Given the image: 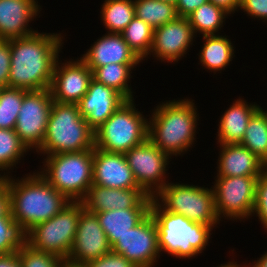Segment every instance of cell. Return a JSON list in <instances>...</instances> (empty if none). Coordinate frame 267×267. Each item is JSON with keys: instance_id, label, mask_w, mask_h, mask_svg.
Segmentation results:
<instances>
[{"instance_id": "33", "label": "cell", "mask_w": 267, "mask_h": 267, "mask_svg": "<svg viewBox=\"0 0 267 267\" xmlns=\"http://www.w3.org/2000/svg\"><path fill=\"white\" fill-rule=\"evenodd\" d=\"M26 92L21 88L3 87L0 92V129L14 130Z\"/></svg>"}, {"instance_id": "27", "label": "cell", "mask_w": 267, "mask_h": 267, "mask_svg": "<svg viewBox=\"0 0 267 267\" xmlns=\"http://www.w3.org/2000/svg\"><path fill=\"white\" fill-rule=\"evenodd\" d=\"M230 15L222 8L214 5L210 1L202 4L187 18L192 26L195 36L197 33L204 35H219V30L223 29V23Z\"/></svg>"}, {"instance_id": "16", "label": "cell", "mask_w": 267, "mask_h": 267, "mask_svg": "<svg viewBox=\"0 0 267 267\" xmlns=\"http://www.w3.org/2000/svg\"><path fill=\"white\" fill-rule=\"evenodd\" d=\"M111 251L107 236L95 213L83 208L77 224L75 240L67 260L86 264Z\"/></svg>"}, {"instance_id": "47", "label": "cell", "mask_w": 267, "mask_h": 267, "mask_svg": "<svg viewBox=\"0 0 267 267\" xmlns=\"http://www.w3.org/2000/svg\"><path fill=\"white\" fill-rule=\"evenodd\" d=\"M158 1H163V2H169V3H172V4H176L177 0H158Z\"/></svg>"}, {"instance_id": "36", "label": "cell", "mask_w": 267, "mask_h": 267, "mask_svg": "<svg viewBox=\"0 0 267 267\" xmlns=\"http://www.w3.org/2000/svg\"><path fill=\"white\" fill-rule=\"evenodd\" d=\"M258 217L263 228L267 230V174L264 172L256 182L255 203L252 216Z\"/></svg>"}, {"instance_id": "34", "label": "cell", "mask_w": 267, "mask_h": 267, "mask_svg": "<svg viewBox=\"0 0 267 267\" xmlns=\"http://www.w3.org/2000/svg\"><path fill=\"white\" fill-rule=\"evenodd\" d=\"M27 244V232L12 216L0 218V255L17 252Z\"/></svg>"}, {"instance_id": "10", "label": "cell", "mask_w": 267, "mask_h": 267, "mask_svg": "<svg viewBox=\"0 0 267 267\" xmlns=\"http://www.w3.org/2000/svg\"><path fill=\"white\" fill-rule=\"evenodd\" d=\"M259 176L216 177L212 186L215 209L220 221H242L252 216ZM225 217V218H224ZM242 219V220H241Z\"/></svg>"}, {"instance_id": "37", "label": "cell", "mask_w": 267, "mask_h": 267, "mask_svg": "<svg viewBox=\"0 0 267 267\" xmlns=\"http://www.w3.org/2000/svg\"><path fill=\"white\" fill-rule=\"evenodd\" d=\"M86 267H137L121 254L110 251L102 257L87 262Z\"/></svg>"}, {"instance_id": "21", "label": "cell", "mask_w": 267, "mask_h": 267, "mask_svg": "<svg viewBox=\"0 0 267 267\" xmlns=\"http://www.w3.org/2000/svg\"><path fill=\"white\" fill-rule=\"evenodd\" d=\"M80 58L88 67H101L110 63L139 64L142 59L125 42L121 34L105 33Z\"/></svg>"}, {"instance_id": "23", "label": "cell", "mask_w": 267, "mask_h": 267, "mask_svg": "<svg viewBox=\"0 0 267 267\" xmlns=\"http://www.w3.org/2000/svg\"><path fill=\"white\" fill-rule=\"evenodd\" d=\"M248 103L240 97L221 115L217 132V144H238L244 138L248 122L260 108L257 103Z\"/></svg>"}, {"instance_id": "29", "label": "cell", "mask_w": 267, "mask_h": 267, "mask_svg": "<svg viewBox=\"0 0 267 267\" xmlns=\"http://www.w3.org/2000/svg\"><path fill=\"white\" fill-rule=\"evenodd\" d=\"M240 144L267 163V112L261 106L250 118Z\"/></svg>"}, {"instance_id": "31", "label": "cell", "mask_w": 267, "mask_h": 267, "mask_svg": "<svg viewBox=\"0 0 267 267\" xmlns=\"http://www.w3.org/2000/svg\"><path fill=\"white\" fill-rule=\"evenodd\" d=\"M135 16L153 29L177 19L176 6L158 0H134Z\"/></svg>"}, {"instance_id": "9", "label": "cell", "mask_w": 267, "mask_h": 267, "mask_svg": "<svg viewBox=\"0 0 267 267\" xmlns=\"http://www.w3.org/2000/svg\"><path fill=\"white\" fill-rule=\"evenodd\" d=\"M83 208L82 201H71L54 217L31 228L27 232V244L35 250L67 260Z\"/></svg>"}, {"instance_id": "2", "label": "cell", "mask_w": 267, "mask_h": 267, "mask_svg": "<svg viewBox=\"0 0 267 267\" xmlns=\"http://www.w3.org/2000/svg\"><path fill=\"white\" fill-rule=\"evenodd\" d=\"M6 177L11 216L26 232L59 213L71 201L38 172Z\"/></svg>"}, {"instance_id": "46", "label": "cell", "mask_w": 267, "mask_h": 267, "mask_svg": "<svg viewBox=\"0 0 267 267\" xmlns=\"http://www.w3.org/2000/svg\"><path fill=\"white\" fill-rule=\"evenodd\" d=\"M238 266H239V264H237V262H235V261L233 260V261H228V262H226V264L223 263V264H221V265H219V266H217V267H238Z\"/></svg>"}, {"instance_id": "12", "label": "cell", "mask_w": 267, "mask_h": 267, "mask_svg": "<svg viewBox=\"0 0 267 267\" xmlns=\"http://www.w3.org/2000/svg\"><path fill=\"white\" fill-rule=\"evenodd\" d=\"M52 103L50 88L24 94L14 130L30 151L44 141Z\"/></svg>"}, {"instance_id": "4", "label": "cell", "mask_w": 267, "mask_h": 267, "mask_svg": "<svg viewBox=\"0 0 267 267\" xmlns=\"http://www.w3.org/2000/svg\"><path fill=\"white\" fill-rule=\"evenodd\" d=\"M157 226L160 252L179 259H191L201 254L217 225H205L192 222L181 214L164 210L154 199L150 205Z\"/></svg>"}, {"instance_id": "26", "label": "cell", "mask_w": 267, "mask_h": 267, "mask_svg": "<svg viewBox=\"0 0 267 267\" xmlns=\"http://www.w3.org/2000/svg\"><path fill=\"white\" fill-rule=\"evenodd\" d=\"M138 64L110 63L101 67H89L92 70V78L99 83L113 88L126 100L133 98V91L129 85L131 74Z\"/></svg>"}, {"instance_id": "7", "label": "cell", "mask_w": 267, "mask_h": 267, "mask_svg": "<svg viewBox=\"0 0 267 267\" xmlns=\"http://www.w3.org/2000/svg\"><path fill=\"white\" fill-rule=\"evenodd\" d=\"M134 101L126 100L95 130V148L125 154L148 139V119Z\"/></svg>"}, {"instance_id": "8", "label": "cell", "mask_w": 267, "mask_h": 267, "mask_svg": "<svg viewBox=\"0 0 267 267\" xmlns=\"http://www.w3.org/2000/svg\"><path fill=\"white\" fill-rule=\"evenodd\" d=\"M153 199L166 211L181 214L192 222L218 225L212 187L167 183Z\"/></svg>"}, {"instance_id": "24", "label": "cell", "mask_w": 267, "mask_h": 267, "mask_svg": "<svg viewBox=\"0 0 267 267\" xmlns=\"http://www.w3.org/2000/svg\"><path fill=\"white\" fill-rule=\"evenodd\" d=\"M149 213L150 209H115L95 214L109 245L112 246L119 237L138 225Z\"/></svg>"}, {"instance_id": "1", "label": "cell", "mask_w": 267, "mask_h": 267, "mask_svg": "<svg viewBox=\"0 0 267 267\" xmlns=\"http://www.w3.org/2000/svg\"><path fill=\"white\" fill-rule=\"evenodd\" d=\"M63 41L64 36L61 33L38 31L27 37L10 39L8 87L27 91L50 88Z\"/></svg>"}, {"instance_id": "38", "label": "cell", "mask_w": 267, "mask_h": 267, "mask_svg": "<svg viewBox=\"0 0 267 267\" xmlns=\"http://www.w3.org/2000/svg\"><path fill=\"white\" fill-rule=\"evenodd\" d=\"M10 65V40L0 39V86L2 87H8Z\"/></svg>"}, {"instance_id": "17", "label": "cell", "mask_w": 267, "mask_h": 267, "mask_svg": "<svg viewBox=\"0 0 267 267\" xmlns=\"http://www.w3.org/2000/svg\"><path fill=\"white\" fill-rule=\"evenodd\" d=\"M153 197L141 189H116L91 185L82 200L84 208L91 213L115 209H150Z\"/></svg>"}, {"instance_id": "32", "label": "cell", "mask_w": 267, "mask_h": 267, "mask_svg": "<svg viewBox=\"0 0 267 267\" xmlns=\"http://www.w3.org/2000/svg\"><path fill=\"white\" fill-rule=\"evenodd\" d=\"M127 45L144 61L149 57L153 44L154 29L143 20L134 16L120 33Z\"/></svg>"}, {"instance_id": "35", "label": "cell", "mask_w": 267, "mask_h": 267, "mask_svg": "<svg viewBox=\"0 0 267 267\" xmlns=\"http://www.w3.org/2000/svg\"><path fill=\"white\" fill-rule=\"evenodd\" d=\"M23 267H61L64 259L51 253L38 251L26 244L17 251Z\"/></svg>"}, {"instance_id": "41", "label": "cell", "mask_w": 267, "mask_h": 267, "mask_svg": "<svg viewBox=\"0 0 267 267\" xmlns=\"http://www.w3.org/2000/svg\"><path fill=\"white\" fill-rule=\"evenodd\" d=\"M4 216H11L10 196L6 177H0V218Z\"/></svg>"}, {"instance_id": "42", "label": "cell", "mask_w": 267, "mask_h": 267, "mask_svg": "<svg viewBox=\"0 0 267 267\" xmlns=\"http://www.w3.org/2000/svg\"><path fill=\"white\" fill-rule=\"evenodd\" d=\"M214 5L222 8L229 15L236 13L240 6V0H208Z\"/></svg>"}, {"instance_id": "28", "label": "cell", "mask_w": 267, "mask_h": 267, "mask_svg": "<svg viewBox=\"0 0 267 267\" xmlns=\"http://www.w3.org/2000/svg\"><path fill=\"white\" fill-rule=\"evenodd\" d=\"M100 13L107 33L120 34L135 16L134 0H105Z\"/></svg>"}, {"instance_id": "6", "label": "cell", "mask_w": 267, "mask_h": 267, "mask_svg": "<svg viewBox=\"0 0 267 267\" xmlns=\"http://www.w3.org/2000/svg\"><path fill=\"white\" fill-rule=\"evenodd\" d=\"M94 149L44 157L39 173L70 201H82L92 185Z\"/></svg>"}, {"instance_id": "25", "label": "cell", "mask_w": 267, "mask_h": 267, "mask_svg": "<svg viewBox=\"0 0 267 267\" xmlns=\"http://www.w3.org/2000/svg\"><path fill=\"white\" fill-rule=\"evenodd\" d=\"M204 42L198 58L200 60L203 69H208L209 72H220L225 70L230 62L233 60L235 47L228 39L223 35H204L202 36Z\"/></svg>"}, {"instance_id": "40", "label": "cell", "mask_w": 267, "mask_h": 267, "mask_svg": "<svg viewBox=\"0 0 267 267\" xmlns=\"http://www.w3.org/2000/svg\"><path fill=\"white\" fill-rule=\"evenodd\" d=\"M208 0H177L175 6L179 17L187 18Z\"/></svg>"}, {"instance_id": "19", "label": "cell", "mask_w": 267, "mask_h": 267, "mask_svg": "<svg viewBox=\"0 0 267 267\" xmlns=\"http://www.w3.org/2000/svg\"><path fill=\"white\" fill-rule=\"evenodd\" d=\"M126 99L113 88L91 79L86 94L77 103L89 126L98 129Z\"/></svg>"}, {"instance_id": "15", "label": "cell", "mask_w": 267, "mask_h": 267, "mask_svg": "<svg viewBox=\"0 0 267 267\" xmlns=\"http://www.w3.org/2000/svg\"><path fill=\"white\" fill-rule=\"evenodd\" d=\"M195 34L188 18L178 17L154 29L153 44L149 56L161 62H178L186 57L195 41Z\"/></svg>"}, {"instance_id": "44", "label": "cell", "mask_w": 267, "mask_h": 267, "mask_svg": "<svg viewBox=\"0 0 267 267\" xmlns=\"http://www.w3.org/2000/svg\"><path fill=\"white\" fill-rule=\"evenodd\" d=\"M251 264L248 263V266L243 264L240 267H267V251L259 259L257 258V260H254V262Z\"/></svg>"}, {"instance_id": "14", "label": "cell", "mask_w": 267, "mask_h": 267, "mask_svg": "<svg viewBox=\"0 0 267 267\" xmlns=\"http://www.w3.org/2000/svg\"><path fill=\"white\" fill-rule=\"evenodd\" d=\"M61 61L58 58L54 66L50 86L53 101L77 104L88 90L92 70L81 58Z\"/></svg>"}, {"instance_id": "30", "label": "cell", "mask_w": 267, "mask_h": 267, "mask_svg": "<svg viewBox=\"0 0 267 267\" xmlns=\"http://www.w3.org/2000/svg\"><path fill=\"white\" fill-rule=\"evenodd\" d=\"M26 152L28 153L29 149L15 130L0 129V171L4 172L0 173V177L10 176L14 166L16 167L20 163Z\"/></svg>"}, {"instance_id": "5", "label": "cell", "mask_w": 267, "mask_h": 267, "mask_svg": "<svg viewBox=\"0 0 267 267\" xmlns=\"http://www.w3.org/2000/svg\"><path fill=\"white\" fill-rule=\"evenodd\" d=\"M95 148V131L79 112L77 104L53 101L44 141L38 155L80 152Z\"/></svg>"}, {"instance_id": "13", "label": "cell", "mask_w": 267, "mask_h": 267, "mask_svg": "<svg viewBox=\"0 0 267 267\" xmlns=\"http://www.w3.org/2000/svg\"><path fill=\"white\" fill-rule=\"evenodd\" d=\"M111 251L121 254L137 267H154L160 258L157 226L151 213L138 225L128 230L111 246Z\"/></svg>"}, {"instance_id": "11", "label": "cell", "mask_w": 267, "mask_h": 267, "mask_svg": "<svg viewBox=\"0 0 267 267\" xmlns=\"http://www.w3.org/2000/svg\"><path fill=\"white\" fill-rule=\"evenodd\" d=\"M139 188L154 197L167 183V167L172 159L158 149L149 139L134 146L124 154Z\"/></svg>"}, {"instance_id": "22", "label": "cell", "mask_w": 267, "mask_h": 267, "mask_svg": "<svg viewBox=\"0 0 267 267\" xmlns=\"http://www.w3.org/2000/svg\"><path fill=\"white\" fill-rule=\"evenodd\" d=\"M217 176H260L265 172V163L249 149L238 144H218Z\"/></svg>"}, {"instance_id": "18", "label": "cell", "mask_w": 267, "mask_h": 267, "mask_svg": "<svg viewBox=\"0 0 267 267\" xmlns=\"http://www.w3.org/2000/svg\"><path fill=\"white\" fill-rule=\"evenodd\" d=\"M92 185L116 189H140L126 157L94 148Z\"/></svg>"}, {"instance_id": "45", "label": "cell", "mask_w": 267, "mask_h": 267, "mask_svg": "<svg viewBox=\"0 0 267 267\" xmlns=\"http://www.w3.org/2000/svg\"><path fill=\"white\" fill-rule=\"evenodd\" d=\"M61 267H86L85 264L73 263L68 260H64Z\"/></svg>"}, {"instance_id": "39", "label": "cell", "mask_w": 267, "mask_h": 267, "mask_svg": "<svg viewBox=\"0 0 267 267\" xmlns=\"http://www.w3.org/2000/svg\"><path fill=\"white\" fill-rule=\"evenodd\" d=\"M239 10L256 20L267 21V0H240Z\"/></svg>"}, {"instance_id": "43", "label": "cell", "mask_w": 267, "mask_h": 267, "mask_svg": "<svg viewBox=\"0 0 267 267\" xmlns=\"http://www.w3.org/2000/svg\"><path fill=\"white\" fill-rule=\"evenodd\" d=\"M0 267H23L17 252L7 254V255H0Z\"/></svg>"}, {"instance_id": "3", "label": "cell", "mask_w": 267, "mask_h": 267, "mask_svg": "<svg viewBox=\"0 0 267 267\" xmlns=\"http://www.w3.org/2000/svg\"><path fill=\"white\" fill-rule=\"evenodd\" d=\"M193 101L188 98L164 101L149 114L148 139L171 158L183 156L196 141L199 115Z\"/></svg>"}, {"instance_id": "20", "label": "cell", "mask_w": 267, "mask_h": 267, "mask_svg": "<svg viewBox=\"0 0 267 267\" xmlns=\"http://www.w3.org/2000/svg\"><path fill=\"white\" fill-rule=\"evenodd\" d=\"M41 8L38 0H0V39L23 38L37 32L28 24Z\"/></svg>"}, {"instance_id": "48", "label": "cell", "mask_w": 267, "mask_h": 267, "mask_svg": "<svg viewBox=\"0 0 267 267\" xmlns=\"http://www.w3.org/2000/svg\"><path fill=\"white\" fill-rule=\"evenodd\" d=\"M265 173L267 174V163L265 164Z\"/></svg>"}]
</instances>
